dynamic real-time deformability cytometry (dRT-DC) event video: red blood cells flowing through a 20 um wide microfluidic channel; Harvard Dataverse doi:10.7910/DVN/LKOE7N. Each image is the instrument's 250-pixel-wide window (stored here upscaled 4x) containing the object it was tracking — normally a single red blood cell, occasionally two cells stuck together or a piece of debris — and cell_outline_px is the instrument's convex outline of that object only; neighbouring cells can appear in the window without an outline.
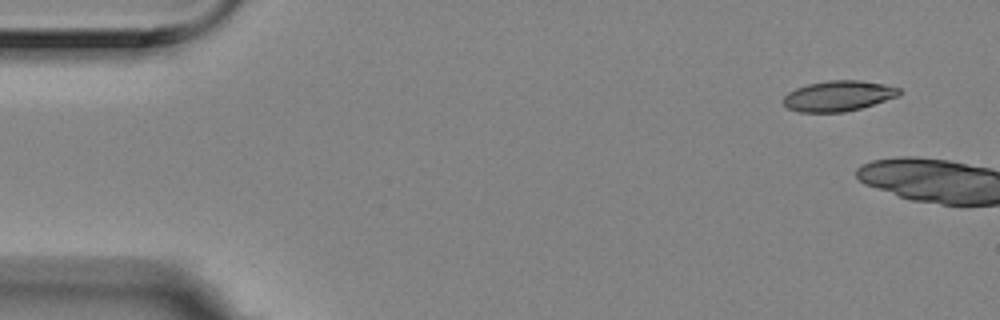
{"species": "Egyptian fruit bat (a non-hibernating species)", "species_latin": "Rousettus aegyptiacus", "temperature_condition": "room temperature", "stored_images_in_passage": 3, "camera_frame_rate_fps": 3000, "um_per_image_px": 0.085, "animal": {"sex": "female"}, "frame": {"image": 1, "passage_image": 1, "time_ms": 0.0, "image_size_px": [1000, 320], "cell_outline_px": [[900, 96], [860, 108], [844, 112], [800, 112], [788, 108], [784, 104], [784, 96], [788, 92], [796, 88], [808, 84], [828, 80], [860, 80], [884, 84], [900, 88]], "centroid_in_image_um": [71.27, 8.15], "position_along_channel_um": 13.7, "area_um2": 20.52}}